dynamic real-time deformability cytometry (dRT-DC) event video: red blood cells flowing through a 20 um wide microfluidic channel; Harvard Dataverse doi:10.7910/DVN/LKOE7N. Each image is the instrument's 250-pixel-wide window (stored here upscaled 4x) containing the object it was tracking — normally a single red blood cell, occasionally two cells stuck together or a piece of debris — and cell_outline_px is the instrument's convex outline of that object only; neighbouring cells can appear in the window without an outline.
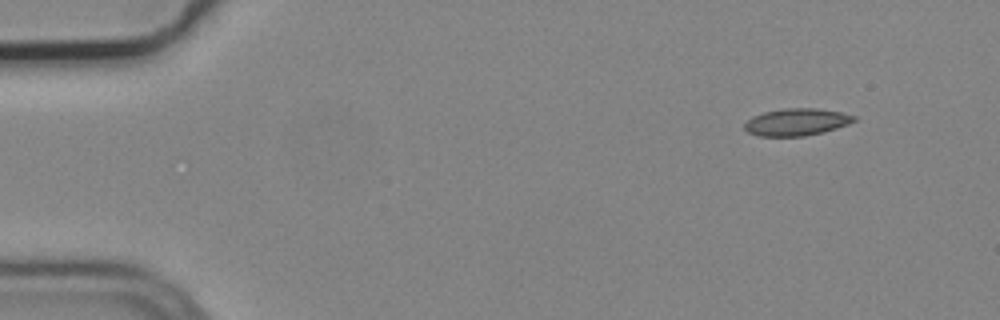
{"species": "common noctule bat (a hibernating species)", "species_latin": "Nyctalus noctula", "temperature_condition": "cold", "stored_images_in_passage": 4, "camera_frame_rate_fps": 3000, "um_per_image_px": 0.085, "animal": {"sex": "male", "body_mass_g": 19.2, "forearm_length_mm": 51.8}, "frame": {"image": 1, "passage_image": 1, "time_ms": 0.0, "image_size_px": [1000, 320], "cell_outline_px": [[856, 120], [848, 124], [824, 132], [804, 136], [760, 136], [748, 132], [744, 128], [744, 124], [752, 116], [764, 112], [784, 108], [816, 108], [840, 112], [856, 116]], "centroid_in_image_um": [67.7, 10.37], "position_along_channel_um": 17.3, "area_um2": 17.28}}
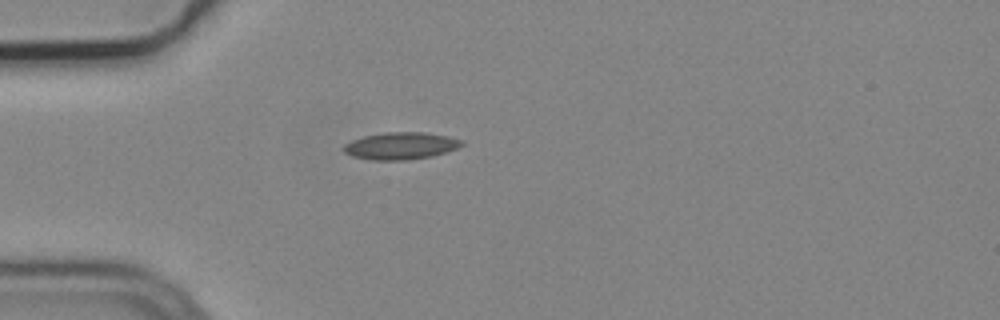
{"frame": {"image": 2, "passage_image": 3, "time_ms": 0.667, "image_size_px": [1000, 320], "cell_outline_px": [[464, 144], [456, 148], [432, 156], [408, 160], [372, 160], [352, 156], [344, 152], [344, 144], [352, 140], [364, 136], [384, 132], [424, 132], [448, 136], [464, 140]], "centroid_in_image_um": [34.06, 12.39], "position_along_channel_um": 50.9, "area_um2": 18.67}}